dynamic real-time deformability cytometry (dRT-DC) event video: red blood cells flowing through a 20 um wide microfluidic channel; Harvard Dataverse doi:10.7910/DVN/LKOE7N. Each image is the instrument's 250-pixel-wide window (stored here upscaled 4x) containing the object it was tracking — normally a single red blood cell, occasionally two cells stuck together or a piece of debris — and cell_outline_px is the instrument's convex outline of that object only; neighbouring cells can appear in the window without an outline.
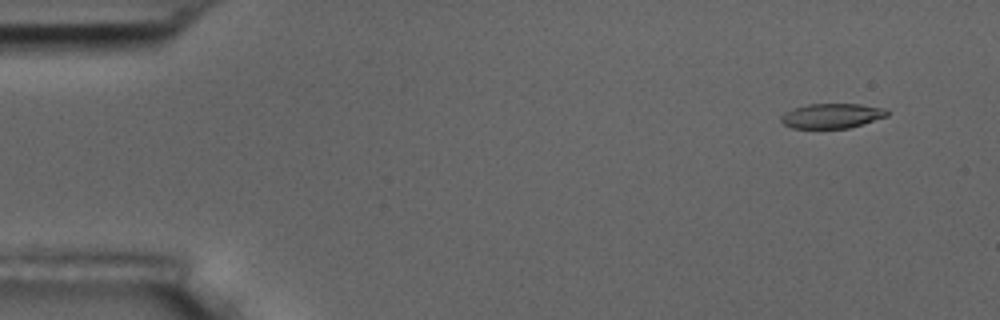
{"species": "common noctule bat (a hibernating species)", "species_latin": "Nyctalus noctula", "temperature_condition": "room temperature", "stored_images_in_passage": 7, "camera_frame_rate_fps": 3000, "um_per_image_px": 0.085, "animal": {"sex": "male", "body_mass_g": 17.5, "forearm_length_mm": 52.3}, "frame": {"image": 1, "passage_image": 2, "time_ms": 1.0, "image_size_px": [1000, 320], "cell_outline_px": [[888, 116], [848, 128], [792, 128], [784, 124], [780, 120], [780, 116], [784, 112], [792, 108], [808, 104], [860, 104], [888, 108]], "centroid_in_image_um": [70.7, 9.83], "position_along_channel_um": 14.3, "area_um2": 15.43}}
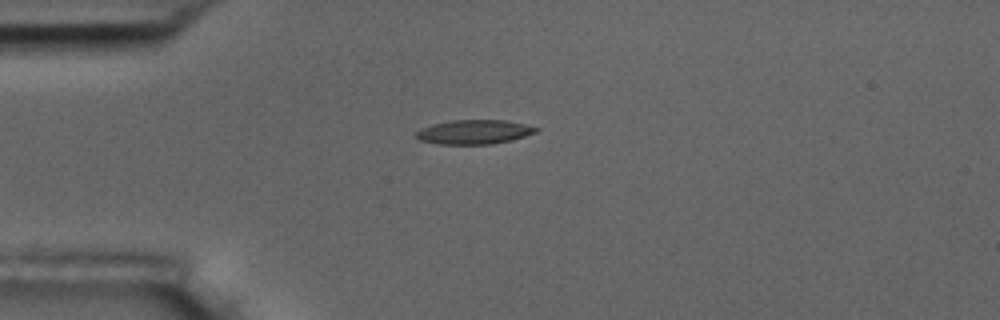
{"frame": {"image": 2, "passage_image": 5, "time_ms": 4.333, "image_size_px": [1000, 320], "cell_outline_px": [[540, 128], [536, 132], [512, 140], [492, 144], [440, 144], [420, 140], [416, 136], [416, 132], [420, 128], [432, 124], [452, 120], [508, 120]], "centroid_in_image_um": [40.3, 11.21], "position_along_channel_um": 44.7, "area_um2": 16.94}}